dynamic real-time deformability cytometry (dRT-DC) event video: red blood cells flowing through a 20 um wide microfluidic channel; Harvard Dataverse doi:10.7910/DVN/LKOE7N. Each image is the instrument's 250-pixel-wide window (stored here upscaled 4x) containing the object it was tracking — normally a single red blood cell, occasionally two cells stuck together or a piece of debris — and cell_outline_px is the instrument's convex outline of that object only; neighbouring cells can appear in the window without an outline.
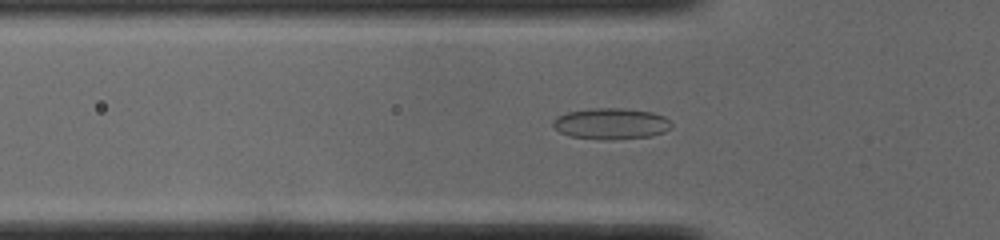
{"species": "common noctule bat (a hibernating species)", "species_latin": "Nyctalus noctula", "temperature_condition": "cold", "stored_images_in_passage": 50, "camera_frame_rate_fps": 3000, "um_per_image_px": 0.085, "animal": {"sex": "male", "body_mass_g": 19.0, "forearm_length_mm": 50.8}, "frame": {"image": 1, "passage_image": 15, "time_ms": 4.667, "image_size_px": [1000, 240], "cell_outline_px": [[672, 128], [664, 132], [652, 136], [608, 140], [572, 136], [560, 132], [552, 124], [552, 120], [556, 116], [568, 112], [596, 108], [624, 108], [652, 112], [664, 116], [672, 124]], "centroid_in_image_um": [51.97, 10.51], "position_along_channel_um": 73.8, "area_um2": 21.44}}
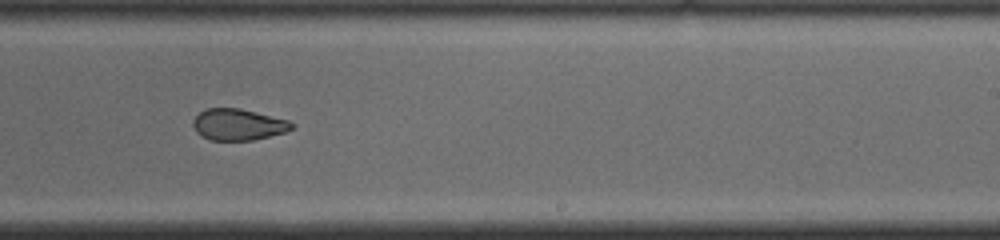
{"frame": {"image": 2, "passage_image": 30, "time_ms": 9.667, "image_size_px": [1000, 240], "cell_outline_px": [[296, 124], [292, 128], [284, 132], [252, 140], [208, 140], [200, 136], [196, 132], [192, 124], [192, 120], [200, 112], [208, 108], [240, 108], [288, 120]], "centroid_in_image_um": [20.21, 10.59], "position_along_channel_um": 268.8, "area_um2": 18.03}}
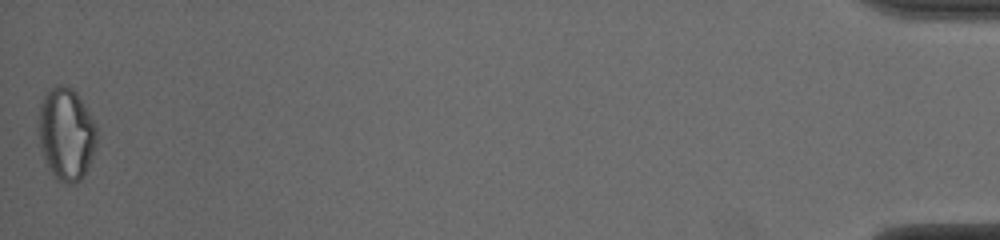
{"frame": {"image": 3, "passage_image": 50, "time_ms": 16.333, "image_size_px": [1000, 240], "cell_outline_px": [[96, 144], [92, 156], [80, 180], [72, 184], [68, 184], [56, 180], [48, 168], [40, 148], [40, 100], [44, 92], [48, 88], [56, 84], [60, 84], [72, 88], [76, 92], [92, 116], [96, 124]], "centroid_in_image_um": [5.62, 11.35], "position_along_channel_um": 429.6, "area_um2": 31.39}, "authors_computed_cell_mechanics": {"area_um2": 20.6924, "velocity_mm_per_s": 3.8982, "shape_relaxation_time_tau1_ms": null, "shape_relaxation_time_tau2_ms": 2.19, "deformation_change_tau1": null, "deformation_change_tau2": 0.0883}}